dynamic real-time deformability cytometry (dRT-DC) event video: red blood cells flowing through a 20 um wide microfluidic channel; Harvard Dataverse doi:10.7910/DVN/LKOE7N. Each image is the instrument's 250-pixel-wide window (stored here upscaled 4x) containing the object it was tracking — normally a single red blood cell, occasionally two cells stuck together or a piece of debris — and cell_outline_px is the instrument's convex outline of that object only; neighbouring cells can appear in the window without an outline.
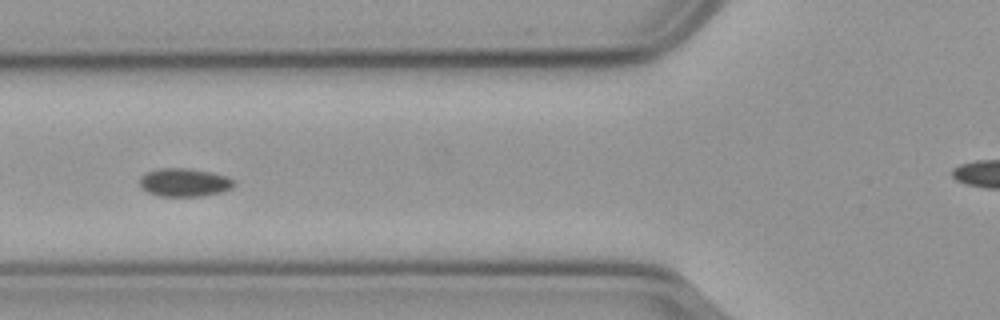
{"species": "common noctule bat (a hibernating species)", "species_latin": "Nyctalus noctula", "temperature_condition": "cold", "stored_images_in_passage": 58, "camera_frame_rate_fps": 3000, "um_per_image_px": 0.085, "animal": {"sex": "male", "body_mass_g": 23.1, "forearm_length_mm": 52.7}, "frame": {"image": 1, "passage_image": 21, "time_ms": 6.667, "image_size_px": [1000, 320], "cell_outline_px": [[236, 184], [232, 188], [220, 192], [200, 196], [160, 196], [148, 192], [140, 184], [140, 176], [148, 172], [160, 168], [184, 168], [208, 172], [224, 176], [236, 180]], "centroid_in_image_um": [15.68, 15.51], "position_along_channel_um": 110.1, "area_um2": 15.26}}
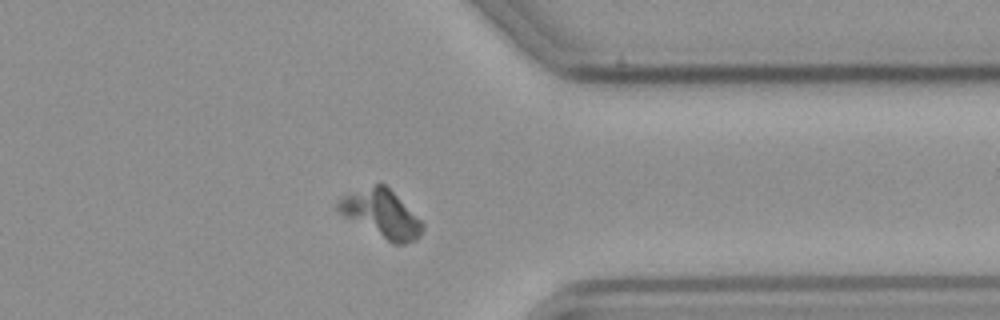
{"frame": {"image": 2, "passage_image": 44, "time_ms": 14.333, "image_size_px": [1000, 320], "cell_outline_px": [[424, 228], [420, 236], [416, 240], [404, 244], [392, 244], [344, 216], [336, 208], [336, 204], [344, 196], [376, 184], [384, 184], [424, 224]], "centroid_in_image_um": [32.45, 18.22], "position_along_channel_um": 379.0, "area_um2": 22.66}}